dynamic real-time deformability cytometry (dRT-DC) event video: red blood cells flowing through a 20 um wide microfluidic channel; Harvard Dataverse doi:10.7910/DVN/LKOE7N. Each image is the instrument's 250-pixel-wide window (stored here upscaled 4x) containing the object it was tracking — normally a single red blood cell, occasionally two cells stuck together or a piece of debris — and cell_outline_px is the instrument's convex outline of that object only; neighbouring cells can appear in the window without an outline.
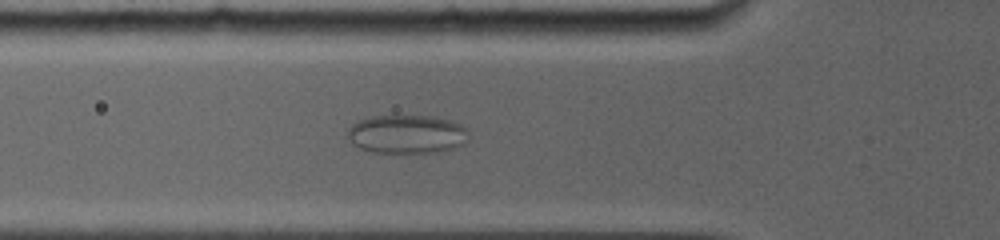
{"species": "common noctule bat (a hibernating species)", "species_latin": "Nyctalus noctula", "temperature_condition": "room temperature", "stored_images_in_passage": 20, "camera_frame_rate_fps": 5000, "um_per_image_px": 0.085, "animal": {"sex": "female", "body_mass_g": 19.0, "forearm_length_mm": 56.7}, "frame": {"image": 1, "passage_image": 18, "time_ms": 3.6, "image_size_px": [1000, 240], "cell_outline_px": [[468, 128], [464, 144], [436, 152], [376, 152], [360, 148], [352, 144], [348, 136], [348, 128], [352, 124], [360, 120], [372, 116], [436, 116], [460, 124]], "centroid_in_image_um": [34.56, 11.39], "position_along_channel_um": 91.2, "area_um2": 26.93}}